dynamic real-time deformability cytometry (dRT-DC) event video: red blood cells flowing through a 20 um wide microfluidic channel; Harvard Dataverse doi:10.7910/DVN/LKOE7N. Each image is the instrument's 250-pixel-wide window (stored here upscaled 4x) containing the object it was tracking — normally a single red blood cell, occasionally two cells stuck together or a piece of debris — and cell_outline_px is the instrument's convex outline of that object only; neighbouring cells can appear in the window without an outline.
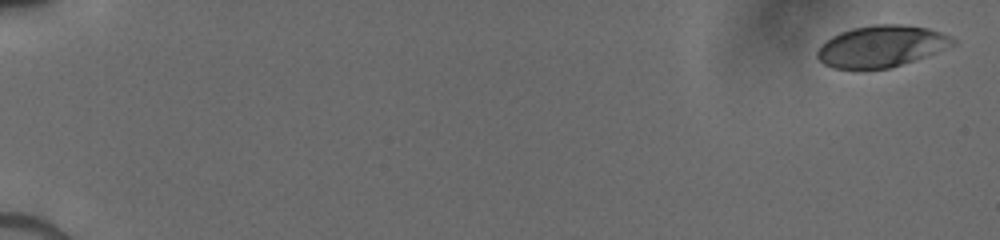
{"species": "human", "species_latin": "Homo sapiens", "temperature_condition": "cold", "stored_images_in_passage": 29, "camera_frame_rate_fps": 3000, "um_per_image_px": 0.085, "donor": {"sex": "male"}, "frame": {"image": 1, "passage_image": 1, "time_ms": 0.0, "image_size_px": [1000, 240], "cell_outline_px": [[956, 44], [936, 52], [888, 68], [832, 68], [824, 64], [816, 56], [816, 52], [820, 44], [824, 40], [840, 32], [852, 28], [876, 24], [900, 24], [928, 28], [952, 36], [956, 40]], "centroid_in_image_um": [74.88, 3.91], "position_along_channel_um": 10.1, "area_um2": 32.6}}
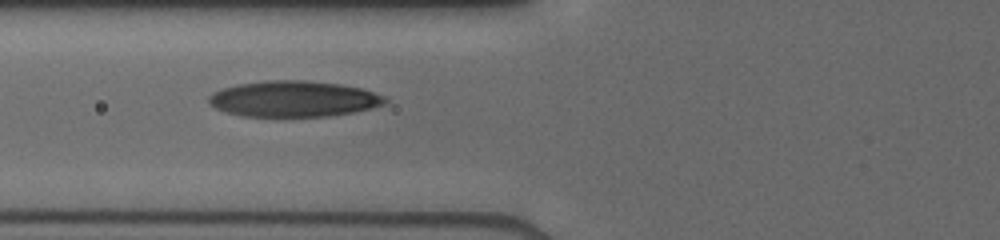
{"frame": {"image": 2, "passage_image": 20, "time_ms": 7.0, "image_size_px": [1000, 240], "cell_outline_px": [[388, 100], [384, 104], [352, 112], [324, 116], [244, 116], [224, 112], [208, 104], [208, 96], [212, 92], [236, 84], [264, 80], [304, 80], [340, 84], [360, 88], [384, 96]], "centroid_in_image_um": [24.88, 8.39], "position_along_channel_um": 100.9, "area_um2": 36.76}}
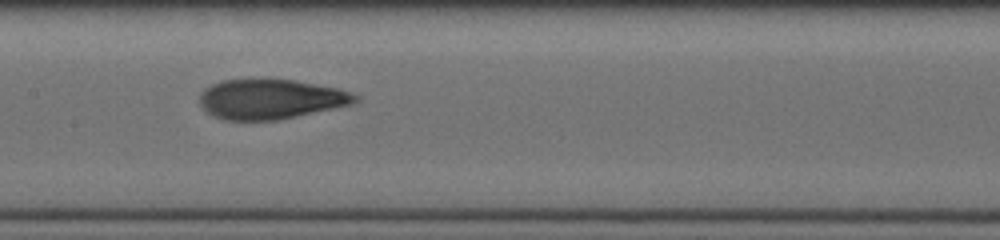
{"frame": {"image": 3, "passage_image": 28, "time_ms": 9.0, "image_size_px": [1000, 240], "cell_outline_px": [[360, 100], [352, 104], [276, 120], [224, 120], [212, 116], [200, 104], [200, 92], [204, 88], [212, 84], [224, 80], [296, 80], [336, 88], [352, 92], [360, 96]], "centroid_in_image_um": [23.01, 8.43], "position_along_channel_um": 184.4, "area_um2": 35.84}}